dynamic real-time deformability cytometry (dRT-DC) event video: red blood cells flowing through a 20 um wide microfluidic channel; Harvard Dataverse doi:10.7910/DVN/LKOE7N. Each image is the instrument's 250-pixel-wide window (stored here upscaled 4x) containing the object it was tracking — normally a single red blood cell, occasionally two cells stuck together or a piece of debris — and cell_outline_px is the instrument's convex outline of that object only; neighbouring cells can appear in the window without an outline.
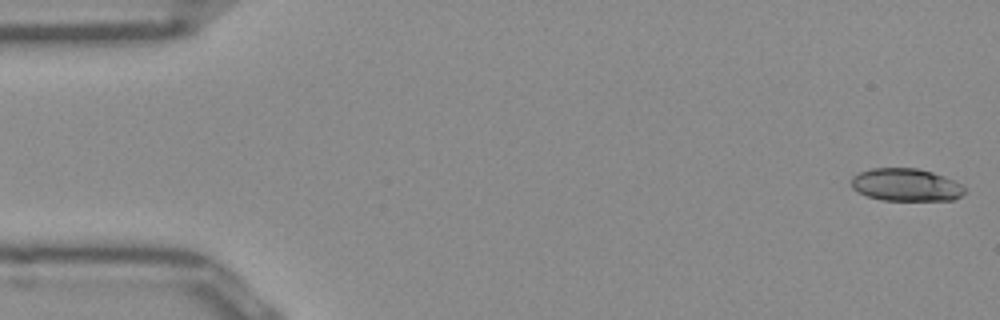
{"species": "Egyptian fruit bat (a non-hibernating species)", "species_latin": "Rousettus aegyptiacus", "temperature_condition": "room temperature", "stored_images_in_passage": 51, "camera_frame_rate_fps": 3000, "um_per_image_px": 0.085, "frame": {"image": 1, "passage_image": 1, "time_ms": 0.0, "image_size_px": [1000, 320], "cell_outline_px": [[968, 188], [960, 196], [952, 200], [884, 200], [868, 196], [852, 188], [852, 176], [860, 172], [872, 168], [916, 168], [932, 172], [944, 176]], "centroid_in_image_um": [77.02, 15.71], "position_along_channel_um": 8.0, "area_um2": 21.39}}
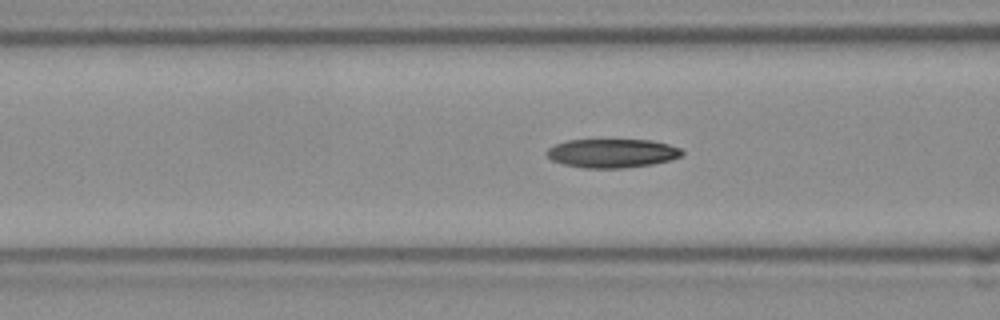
{"frame": {"image": 2, "passage_image": 19, "time_ms": 6.0, "image_size_px": [1000, 320], "cell_outline_px": [[684, 152], [680, 156], [672, 160], [652, 164], [624, 168], [584, 168], [564, 164], [552, 160], [548, 156], [548, 148], [556, 144], [568, 140], [652, 140], [668, 144], [680, 148]], "centroid_in_image_um": [52.06, 13.02], "position_along_channel_um": 114.5, "area_um2": 22.6}}
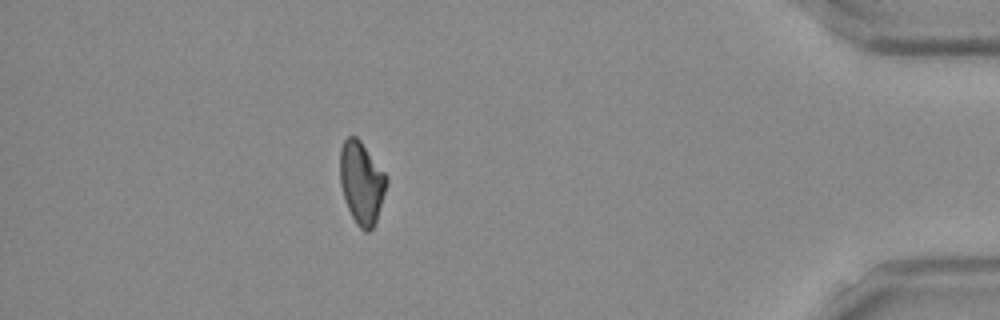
{"frame": {"image": 3, "passage_image": 45, "time_ms": 14.667, "image_size_px": [1000, 320], "cell_outline_px": [[388, 180], [376, 224], [368, 232], [364, 232], [356, 224], [348, 208], [340, 184], [340, 148], [344, 140], [348, 136], [356, 136], [360, 140], [388, 176]], "centroid_in_image_um": [30.74, 15.53], "position_along_channel_um": 404.5, "area_um2": 22.43}, "authors_computed_cell_mechanics": {"area_um2": 22.4264, "velocity_mm_per_s": 3.9334, "shape_relaxation_time_tau1_ms": 5.4644, "shape_relaxation_time_tau2_ms": null, "deformation_change_tau1": 0.1438, "deformation_change_tau2": null}}